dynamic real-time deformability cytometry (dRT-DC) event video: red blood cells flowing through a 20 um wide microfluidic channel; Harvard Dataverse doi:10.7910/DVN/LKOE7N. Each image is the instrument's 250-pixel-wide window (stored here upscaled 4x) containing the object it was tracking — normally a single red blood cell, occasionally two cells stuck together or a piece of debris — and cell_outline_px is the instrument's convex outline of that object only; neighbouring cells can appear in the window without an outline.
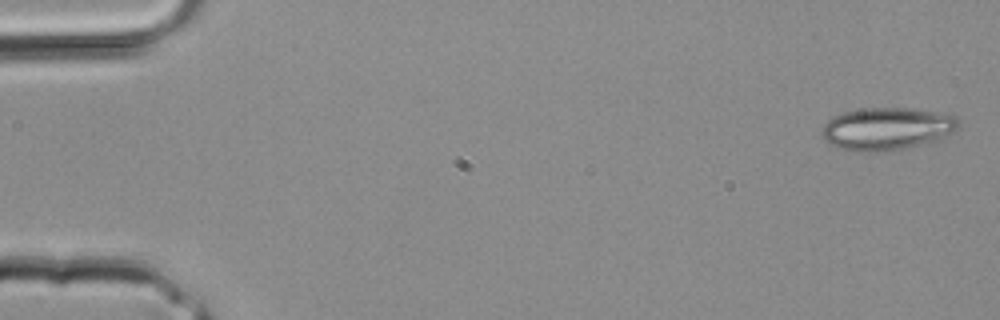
{"species": "common noctule bat (a hibernating species)", "species_latin": "Nyctalus noctula", "temperature_condition": "room temperature", "stored_images_in_passage": 3, "camera_frame_rate_fps": 3000, "um_per_image_px": 0.085, "animal": {"sex": "male", "body_mass_g": 20.4}, "frame": {"image": 1, "passage_image": 1, "time_ms": 0.0, "image_size_px": [1000, 320], "cell_outline_px": [[960, 124], [952, 132], [940, 140], [904, 148], [884, 152], [856, 152], [840, 148], [824, 140], [820, 132], [824, 124], [832, 116], [844, 112], [864, 108], [912, 108], [952, 112], [960, 120]], "centroid_in_image_um": [75.44, 10.93], "position_along_channel_um": 9.6, "area_um2": 34.62}}
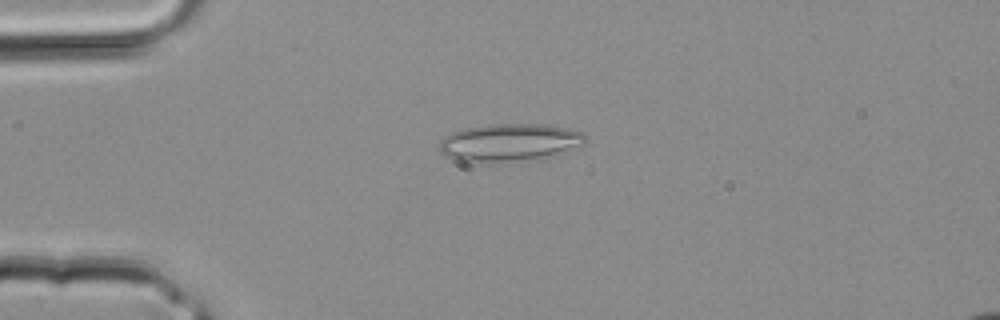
{"frame": {"image": 2, "passage_image": 3, "time_ms": 0.667, "image_size_px": [1000, 320], "cell_outline_px": [[584, 140], [540, 160], [512, 164], [504, 164], [456, 160], [444, 156], [440, 152], [440, 140], [452, 132], [464, 128], [488, 124], [548, 124], [568, 128], [584, 132]], "centroid_in_image_um": [43.2, 12.14], "position_along_channel_um": 41.8, "area_um2": 32.37}}